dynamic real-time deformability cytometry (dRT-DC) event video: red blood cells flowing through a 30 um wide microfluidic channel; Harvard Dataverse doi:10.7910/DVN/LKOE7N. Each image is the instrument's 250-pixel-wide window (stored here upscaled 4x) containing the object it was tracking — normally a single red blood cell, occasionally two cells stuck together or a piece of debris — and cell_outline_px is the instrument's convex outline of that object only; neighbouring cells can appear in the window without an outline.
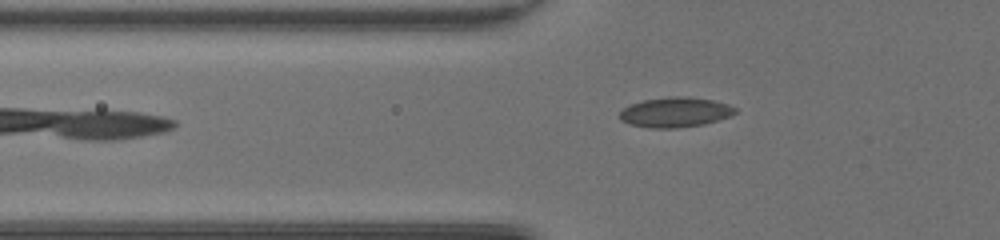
{"species": "common noctule bat (a hibernating species)", "species_latin": "Nyctalus noctula", "temperature_condition": "room temperature", "stored_images_in_passage": 43, "camera_frame_rate_fps": 3000, "um_per_image_px": 0.085, "animal": {"sex": "female", "body_mass_g": 20.0, "forearm_length_mm": 54.0}, "frame": {"image": 1, "passage_image": 13, "time_ms": 4.0, "image_size_px": [1000, 240], "cell_outline_px": [[736, 112], [728, 116], [704, 124], [676, 128], [648, 128], [628, 124], [620, 120], [620, 112], [628, 104], [644, 100], [668, 96], [684, 96], [712, 100], [728, 104], [736, 108]], "centroid_in_image_um": [57.34, 9.54], "position_along_channel_um": 68.5, "area_um2": 20.17}}
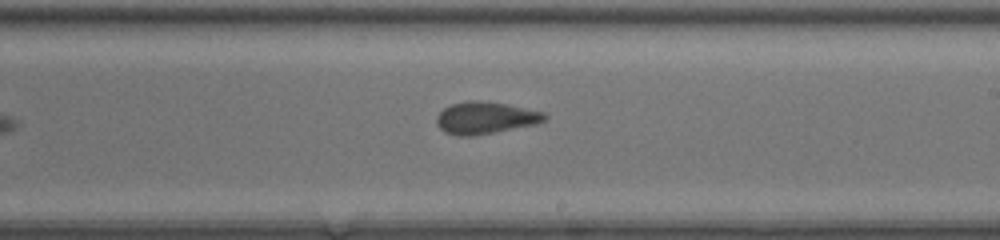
{"frame": {"image": 2, "passage_image": 26, "time_ms": 8.333, "image_size_px": [1000, 240], "cell_outline_px": [[548, 116], [544, 120], [536, 124], [472, 136], [460, 136], [444, 132], [436, 124], [436, 116], [444, 108], [452, 104], [472, 100], [480, 100], [508, 104], [544, 112]], "centroid_in_image_um": [41.25, 10.01], "position_along_channel_um": 247.8, "area_um2": 20.11}}
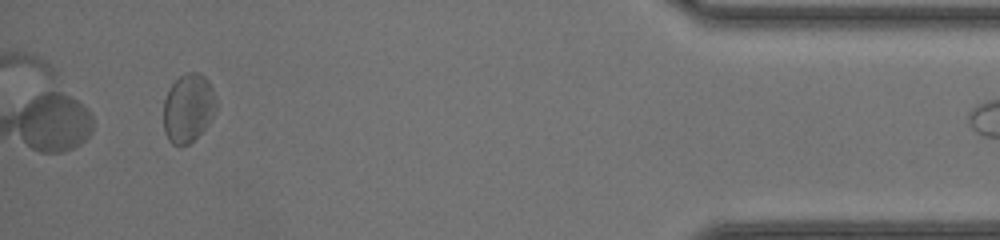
{"frame": {"image": 3, "passage_image": 42, "time_ms": 13.667, "image_size_px": [1000, 240], "cell_outline_px": [[216, 108], [204, 128], [188, 144], [180, 148], [172, 144], [168, 140], [164, 132], [164, 100], [172, 84], [184, 72], [200, 72], [208, 80], [216, 96]], "centroid_in_image_um": [15.98, 9.18], "position_along_channel_um": 419.2, "area_um2": 20.98}}